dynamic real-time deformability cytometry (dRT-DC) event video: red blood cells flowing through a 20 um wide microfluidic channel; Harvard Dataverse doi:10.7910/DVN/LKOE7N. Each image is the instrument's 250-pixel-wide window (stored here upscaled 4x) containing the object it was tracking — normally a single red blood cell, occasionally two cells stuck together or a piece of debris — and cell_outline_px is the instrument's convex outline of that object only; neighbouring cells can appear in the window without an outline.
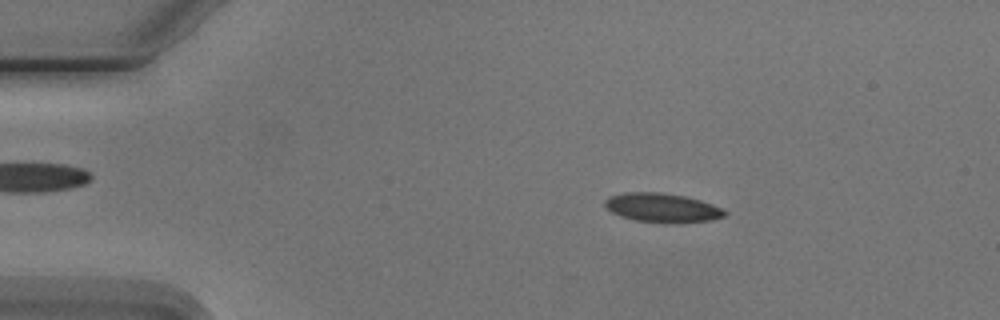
{"species": "Egyptian fruit bat (a non-hibernating species)", "species_latin": "Rousettus aegyptiacus", "temperature_condition": "cold", "stored_images_in_passage": 4, "camera_frame_rate_fps": 3000, "um_per_image_px": 0.085, "animal": {"sex": "male"}, "frame": {"image": 1, "passage_image": 1, "time_ms": 0.0, "image_size_px": [1000, 320], "cell_outline_px": [[728, 212], [724, 216], [712, 220], [636, 220], [620, 216], [604, 208], [604, 200], [612, 196], [624, 192], [660, 192], [684, 196], [700, 200], [712, 204]], "centroid_in_image_um": [56.22, 17.6], "position_along_channel_um": 28.8, "area_um2": 19.31}}